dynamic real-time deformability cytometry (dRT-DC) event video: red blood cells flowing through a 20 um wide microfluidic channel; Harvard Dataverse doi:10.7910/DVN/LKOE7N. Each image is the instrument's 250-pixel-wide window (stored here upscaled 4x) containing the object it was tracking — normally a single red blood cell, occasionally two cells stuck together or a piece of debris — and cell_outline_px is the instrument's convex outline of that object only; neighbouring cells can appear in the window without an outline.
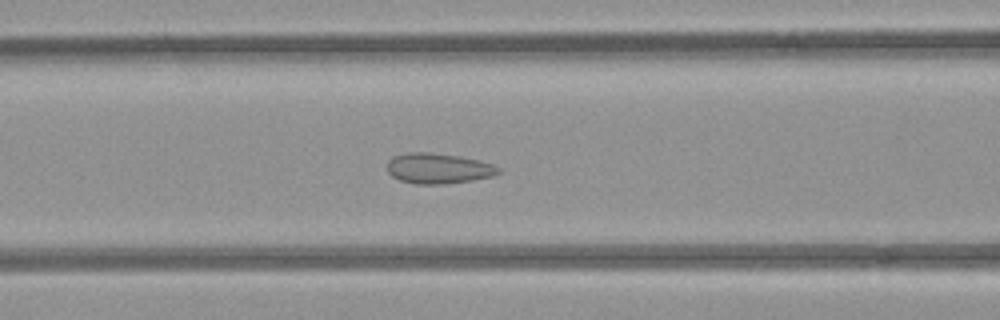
{"species": "common noctule bat (a hibernating species)", "species_latin": "Nyctalus noctula", "temperature_condition": "room temperature", "stored_images_in_passage": 37, "camera_frame_rate_fps": 3000, "um_per_image_px": 0.085, "animal": {"sex": "female", "body_mass_g": 21.9}, "frame": {"image": 1, "passage_image": 14, "time_ms": 4.333, "image_size_px": [1000, 320], "cell_outline_px": [[500, 172], [492, 176], [472, 180], [444, 184], [416, 184], [400, 180], [392, 176], [388, 172], [388, 160], [392, 156], [408, 152], [428, 152], [456, 156], [476, 160], [492, 164], [500, 168]], "centroid_in_image_um": [37.22, 14.32], "position_along_channel_um": 129.4, "area_um2": 19.54}}
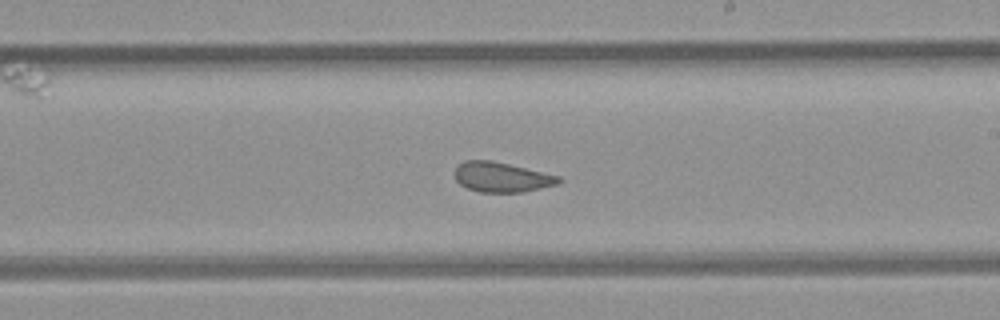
{"frame": {"image": 2, "passage_image": 23, "time_ms": 7.333, "image_size_px": [1000, 320], "cell_outline_px": [[564, 180], [560, 184], [524, 192], [480, 192], [468, 188], [460, 184], [456, 180], [456, 164], [464, 160], [492, 160], [560, 176]], "centroid_in_image_um": [42.67, 15.05], "position_along_channel_um": 246.3, "area_um2": 18.26}}
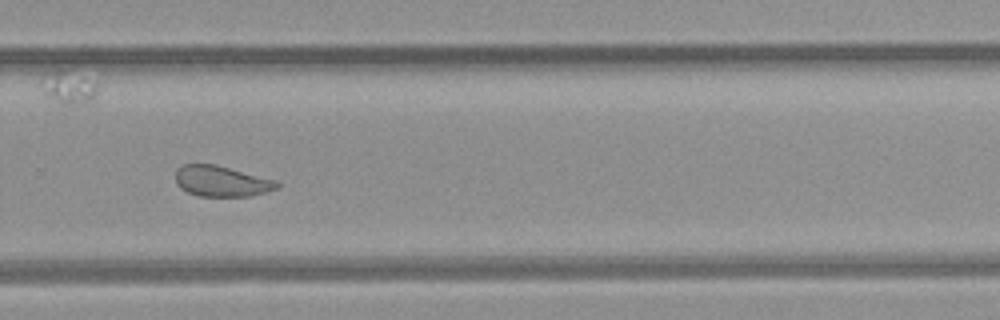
{"frame": {"image": 3, "passage_image": 28, "time_ms": 9.0, "image_size_px": [1000, 320], "cell_outline_px": [[280, 188], [252, 196], [200, 196], [188, 192], [180, 188], [176, 184], [176, 168], [184, 164], [216, 164], [276, 180], [280, 184]], "centroid_in_image_um": [18.84, 15.4], "position_along_channel_um": 311.0, "area_um2": 18.32}, "authors_computed_cell_mechanics": {"area_um2": 19.5942, "velocity_mm_per_s": 3.9036, "shape_relaxation_time_tau1_ms": null, "shape_relaxation_time_tau2_ms": 1.1346, "deformation_change_tau1": null, "deformation_change_tau2": 0.0845}}